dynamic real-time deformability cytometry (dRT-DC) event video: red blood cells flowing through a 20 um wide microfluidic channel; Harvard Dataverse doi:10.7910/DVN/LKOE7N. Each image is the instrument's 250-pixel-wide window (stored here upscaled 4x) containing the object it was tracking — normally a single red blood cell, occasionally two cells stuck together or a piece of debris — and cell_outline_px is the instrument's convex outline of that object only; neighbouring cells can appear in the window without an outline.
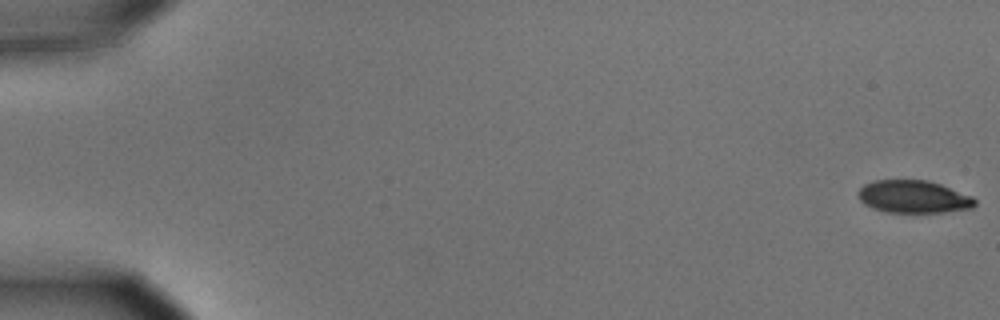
{"species": "common noctule bat (a hibernating species)", "species_latin": "Nyctalus noctula", "temperature_condition": "cold", "stored_images_in_passage": 56, "camera_frame_rate_fps": 3000, "um_per_image_px": 0.085, "animal": {"sex": "male", "body_mass_g": 15.6}, "frame": {"image": 1, "passage_image": 1, "time_ms": 0.0, "image_size_px": [1000, 320], "cell_outline_px": [[976, 204], [972, 208], [944, 212], [884, 212], [872, 208], [864, 204], [860, 200], [860, 188], [864, 184], [876, 180], [928, 180], [940, 184], [972, 196], [976, 200]], "centroid_in_image_um": [77.66, 16.72], "position_along_channel_um": 7.3, "area_um2": 22.08}}
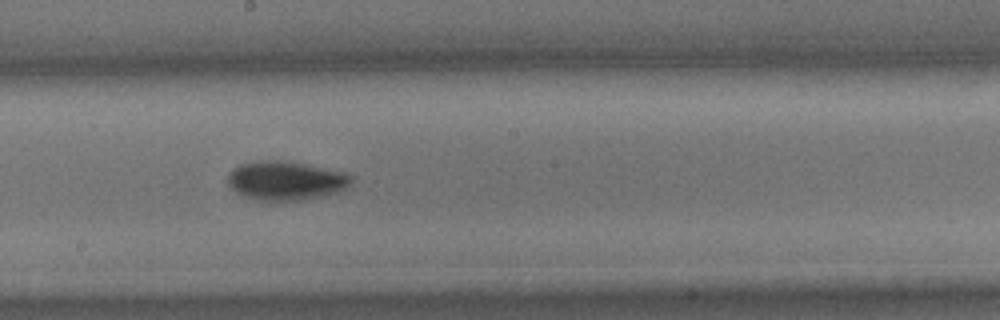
{"frame": {"image": 2, "passage_image": 32, "time_ms": 10.333, "image_size_px": [1000, 320], "cell_outline_px": [[352, 180], [344, 188], [336, 192], [320, 196], [300, 200], [256, 200], [244, 196], [236, 192], [228, 184], [228, 172], [240, 164], [264, 160], [288, 160], [344, 172], [352, 176]], "centroid_in_image_um": [24.25, 15.33], "position_along_channel_um": 223.9, "area_um2": 27.86}}
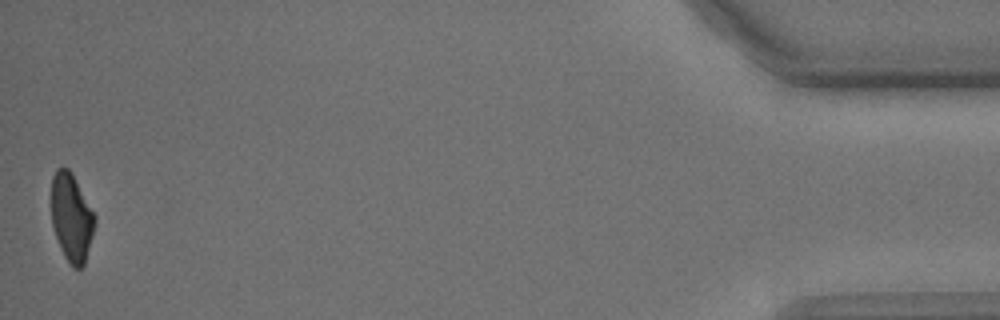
{"frame": {"image": 3, "passage_image": 56, "time_ms": 18.333, "image_size_px": [1000, 320], "cell_outline_px": [[96, 224], [84, 264], [80, 268], [72, 268], [64, 256], [60, 248], [52, 224], [52, 176], [56, 168], [68, 168], [72, 172], [96, 216]], "centroid_in_image_um": [6.09, 18.49], "position_along_channel_um": 429.1, "area_um2": 22.31}, "authors_computed_cell_mechanics": {"area_um2": 24.7673, "velocity_mm_per_s": 3.6242, "shape_relaxation_time_tau1_ms": 2.6399, "shape_relaxation_time_tau2_ms": null, "deformation_change_tau1": 0.1285, "deformation_change_tau2": null}}